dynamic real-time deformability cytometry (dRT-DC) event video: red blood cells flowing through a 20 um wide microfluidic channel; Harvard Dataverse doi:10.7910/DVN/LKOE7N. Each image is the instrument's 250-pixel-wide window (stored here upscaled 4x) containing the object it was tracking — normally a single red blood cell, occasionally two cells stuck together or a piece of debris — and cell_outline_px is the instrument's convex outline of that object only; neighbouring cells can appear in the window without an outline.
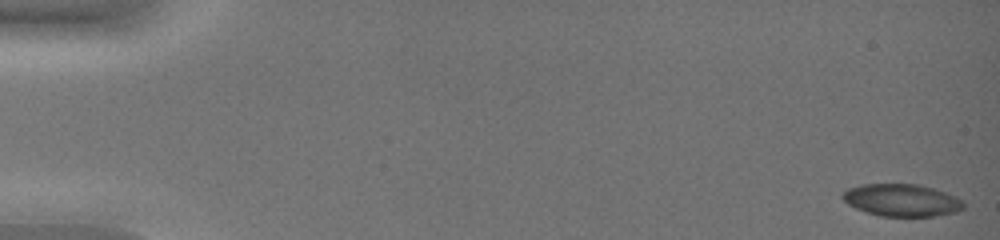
{"species": "common noctule bat (a hibernating species)", "species_latin": "Nyctalus noctula", "temperature_condition": "warm", "stored_images_in_passage": 48, "camera_frame_rate_fps": 3000, "um_per_image_px": 0.085, "animal": {"sex": "female", "body_mass_g": 19.0, "forearm_length_mm": 51.5}, "frame": {"image": 1, "passage_image": 1, "time_ms": 0.0, "image_size_px": [1000, 240], "cell_outline_px": [[964, 208], [956, 212], [932, 216], [880, 216], [856, 208], [848, 204], [840, 196], [840, 192], [848, 188], [864, 184], [920, 184], [944, 192], [960, 200], [964, 204]], "centroid_in_image_um": [76.59, 17.01], "position_along_channel_um": 8.4, "area_um2": 22.6}}
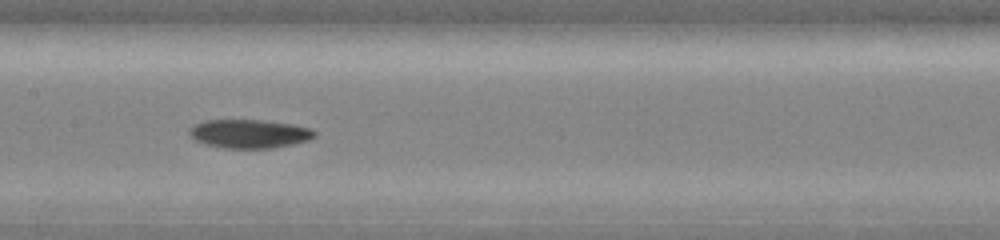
{"frame": {"image": 2, "passage_image": 27, "time_ms": 8.667, "image_size_px": [1000, 240], "cell_outline_px": [[316, 136], [308, 140], [292, 144], [272, 148], [224, 148], [204, 144], [196, 140], [188, 132], [188, 128], [204, 120], [264, 120], [292, 124], [312, 128], [316, 132]], "centroid_in_image_um": [21.2, 11.36], "position_along_channel_um": 186.2, "area_um2": 20.98}}
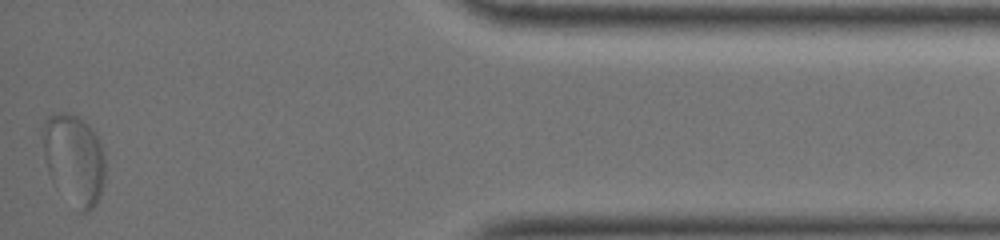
{"frame": {"image": 3, "passage_image": 48, "time_ms": 15.667, "image_size_px": [1000, 240], "cell_outline_px": [[104, 184], [96, 204], [88, 212], [80, 212], [52, 180], [48, 172], [44, 156], [44, 120], [48, 116], [60, 112], [68, 112], [80, 116], [96, 132], [104, 152]], "centroid_in_image_um": [6.32, 13.5], "position_along_channel_um": 428.9, "area_um2": 32.77}}